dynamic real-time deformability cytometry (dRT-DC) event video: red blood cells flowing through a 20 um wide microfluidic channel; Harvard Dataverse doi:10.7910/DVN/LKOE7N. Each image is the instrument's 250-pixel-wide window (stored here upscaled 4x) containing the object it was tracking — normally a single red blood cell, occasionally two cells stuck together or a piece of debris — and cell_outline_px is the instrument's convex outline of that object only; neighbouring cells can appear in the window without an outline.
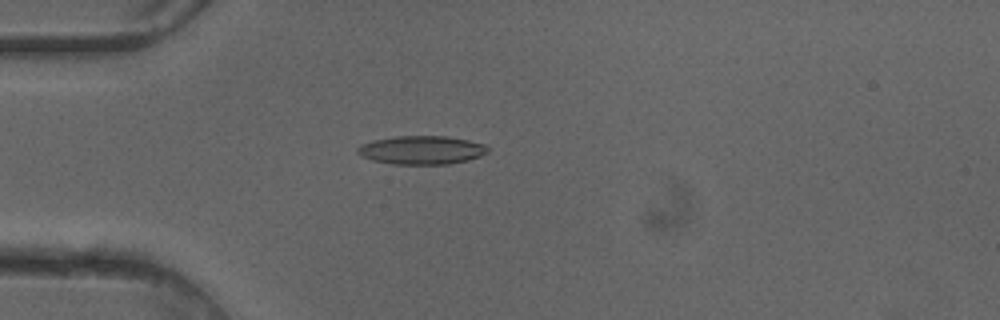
{"species": "common noctule bat (a hibernating species)", "species_latin": "Nyctalus noctula", "temperature_condition": "cold", "stored_images_in_passage": 42, "camera_frame_rate_fps": 3000, "um_per_image_px": 0.085, "animal": {"sex": "female"}, "frame": {"image": 1, "passage_image": 6, "time_ms": 1.667, "image_size_px": [1000, 320], "cell_outline_px": [[488, 152], [480, 156], [468, 160], [448, 164], [392, 164], [372, 160], [360, 156], [356, 152], [356, 148], [360, 144], [372, 140], [396, 136], [448, 136], [488, 144]], "centroid_in_image_um": [35.82, 12.75], "position_along_channel_um": 49.2, "area_um2": 21.91}}
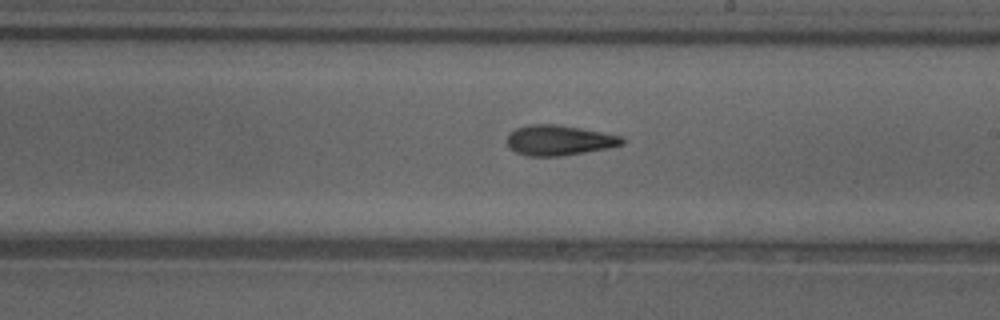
{"frame": {"image": 2, "passage_image": 21, "time_ms": 6.667, "image_size_px": [1000, 320], "cell_outline_px": [[624, 144], [608, 148], [560, 156], [528, 156], [516, 152], [508, 148], [508, 136], [516, 128], [528, 124], [556, 124], [580, 128], [620, 136], [624, 140]], "centroid_in_image_um": [47.49, 11.92], "position_along_channel_um": 241.5, "area_um2": 20.06}}
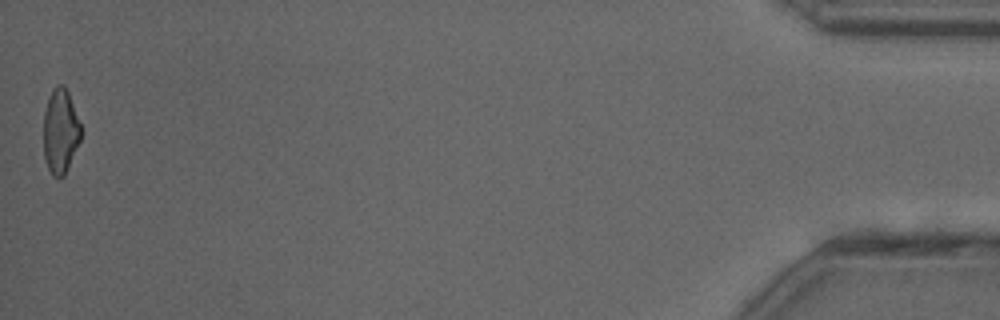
{"frame": {"image": 3, "passage_image": 42, "time_ms": 13.667, "image_size_px": [1000, 320], "cell_outline_px": [[80, 140], [64, 176], [52, 176], [44, 160], [44, 112], [52, 88], [56, 84], [64, 84], [68, 92], [80, 124]], "centroid_in_image_um": [5.12, 11.14], "position_along_channel_um": 430.1, "area_um2": 18.21}, "authors_computed_cell_mechanics": {"area_um2": 20.23, "velocity_mm_per_s": 4.1227, "shape_relaxation_time_tau1_ms": 4.5551, "shape_relaxation_time_tau2_ms": 4.3666, "deformation_change_tau1": 0.165, "deformation_change_tau2": 0.1533}}